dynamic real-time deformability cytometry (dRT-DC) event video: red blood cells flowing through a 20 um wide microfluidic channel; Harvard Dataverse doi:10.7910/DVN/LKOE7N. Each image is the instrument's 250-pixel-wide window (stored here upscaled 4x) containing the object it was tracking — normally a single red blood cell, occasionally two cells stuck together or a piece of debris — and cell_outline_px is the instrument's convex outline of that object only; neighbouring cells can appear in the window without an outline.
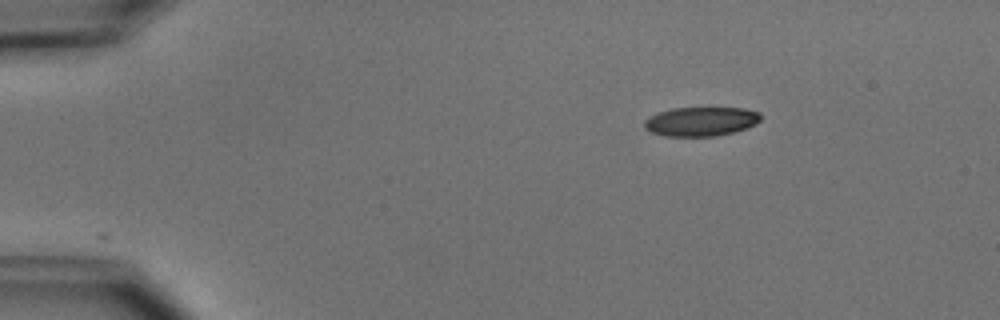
{"species": "common noctule bat (a hibernating species)", "species_latin": "Nyctalus noctula", "temperature_condition": "cold", "stored_images_in_passage": 2, "camera_frame_rate_fps": 3000, "um_per_image_px": 0.085, "animal": {"sex": "male", "body_mass_g": 15.6}, "frame": {"image": 1, "passage_image": 1, "time_ms": 0.0, "image_size_px": [1000, 320], "cell_outline_px": [[760, 120], [756, 124], [748, 128], [716, 136], [664, 136], [652, 132], [644, 128], [644, 120], [648, 116], [656, 112], [672, 108], [744, 108], [760, 112]], "centroid_in_image_um": [59.56, 10.32], "position_along_channel_um": 25.4, "area_um2": 19.94}}